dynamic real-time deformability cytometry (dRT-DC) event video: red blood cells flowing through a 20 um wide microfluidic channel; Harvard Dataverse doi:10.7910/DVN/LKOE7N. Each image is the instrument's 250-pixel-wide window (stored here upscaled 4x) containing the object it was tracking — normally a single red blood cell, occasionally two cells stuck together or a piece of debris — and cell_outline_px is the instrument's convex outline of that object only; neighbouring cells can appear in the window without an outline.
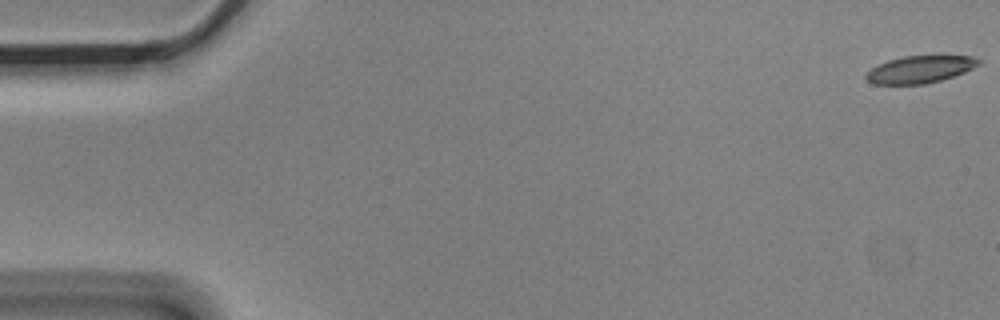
{"species": "Egyptian fruit bat (a non-hibernating species)", "species_latin": "Rousettus aegyptiacus", "temperature_condition": "cold", "stored_images_in_passage": 5, "camera_frame_rate_fps": 3000, "um_per_image_px": 0.085, "animal": {"sex": "male"}, "frame": {"image": 1, "passage_image": 1, "time_ms": 0.0, "image_size_px": [1000, 320], "cell_outline_px": [[980, 64], [964, 72], [940, 80], [924, 84], [872, 84], [864, 76], [872, 68], [888, 60], [904, 56], [972, 56], [980, 60]], "centroid_in_image_um": [78.19, 5.9], "position_along_channel_um": 6.8, "area_um2": 17.57}}
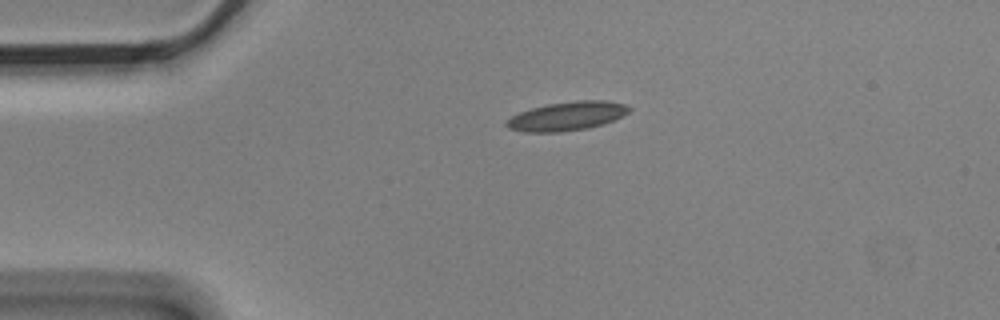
{"frame": {"image": 2, "passage_image": 4, "time_ms": 1.0, "image_size_px": [1000, 320], "cell_outline_px": [[632, 108], [628, 112], [604, 124], [588, 128], [560, 132], [524, 132], [508, 128], [504, 124], [512, 116], [520, 112], [532, 108], [548, 104], [576, 100], [604, 100], [628, 104]], "centroid_in_image_um": [48.21, 9.87], "position_along_channel_um": 36.8, "area_um2": 20.58}}
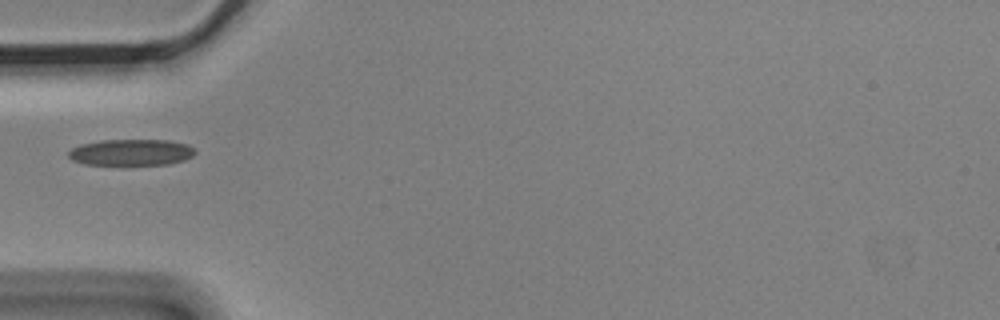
{"frame": {"image": 3, "passage_image": 5, "time_ms": 1.333, "image_size_px": [1000, 320], "cell_outline_px": [[196, 152], [192, 156], [184, 160], [168, 164], [84, 164], [72, 160], [68, 156], [68, 152], [72, 148], [80, 144], [100, 140], [168, 140], [188, 144], [196, 148]], "centroid_in_image_um": [11.17, 12.93], "position_along_channel_um": 73.8, "area_um2": 19.42}}